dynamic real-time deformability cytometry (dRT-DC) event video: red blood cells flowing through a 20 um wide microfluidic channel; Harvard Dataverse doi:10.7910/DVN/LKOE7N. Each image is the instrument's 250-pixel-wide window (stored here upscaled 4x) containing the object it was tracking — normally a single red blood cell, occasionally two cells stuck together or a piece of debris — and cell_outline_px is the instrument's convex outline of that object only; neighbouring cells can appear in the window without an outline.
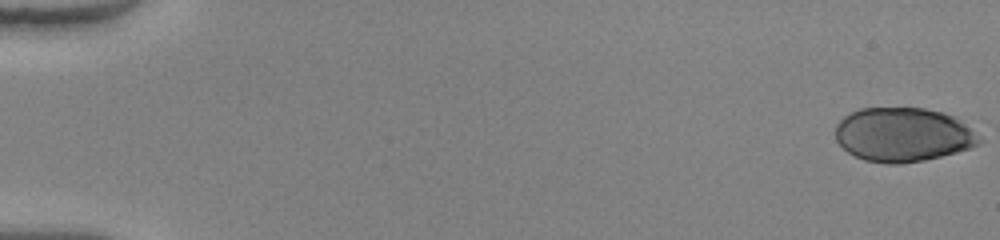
{"species": "human", "species_latin": "Homo sapiens", "temperature_condition": "warm", "stored_images_in_passage": 51, "camera_frame_rate_fps": 3000, "um_per_image_px": 0.085, "donor": {"sex": "female"}, "frame": {"image": 1, "passage_image": 1, "time_ms": 0.0, "image_size_px": [1000, 240], "cell_outline_px": [[984, 140], [980, 144], [972, 148], [924, 160], [900, 164], [888, 164], [864, 160], [848, 152], [836, 140], [836, 124], [844, 116], [860, 108], [924, 108], [944, 112], [956, 116]], "centroid_in_image_um": [76.79, 11.44], "position_along_channel_um": 8.2, "area_um2": 45.55}}
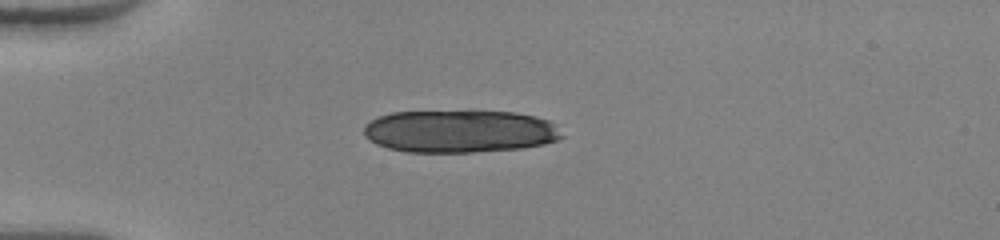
{"frame": {"image": 2, "passage_image": 15, "time_ms": 4.667, "image_size_px": [1000, 240], "cell_outline_px": [[564, 136], [560, 140], [544, 144], [524, 148], [472, 152], [404, 152], [388, 148], [376, 144], [364, 136], [364, 124], [380, 116], [392, 112], [516, 112], [536, 116], [548, 120]], "centroid_in_image_um": [39.08, 11.18], "position_along_channel_um": 45.9, "area_um2": 49.07}, "authors_computed_cell_mechanics": {"area_um2": 46.8758, "velocity_mm_per_s": 4.1281, "shape_relaxation_time_tau1_ms": 2.562, "shape_relaxation_time_tau2_ms": null, "deformation_change_tau1": 0.4215, "deformation_change_tau2": null}}